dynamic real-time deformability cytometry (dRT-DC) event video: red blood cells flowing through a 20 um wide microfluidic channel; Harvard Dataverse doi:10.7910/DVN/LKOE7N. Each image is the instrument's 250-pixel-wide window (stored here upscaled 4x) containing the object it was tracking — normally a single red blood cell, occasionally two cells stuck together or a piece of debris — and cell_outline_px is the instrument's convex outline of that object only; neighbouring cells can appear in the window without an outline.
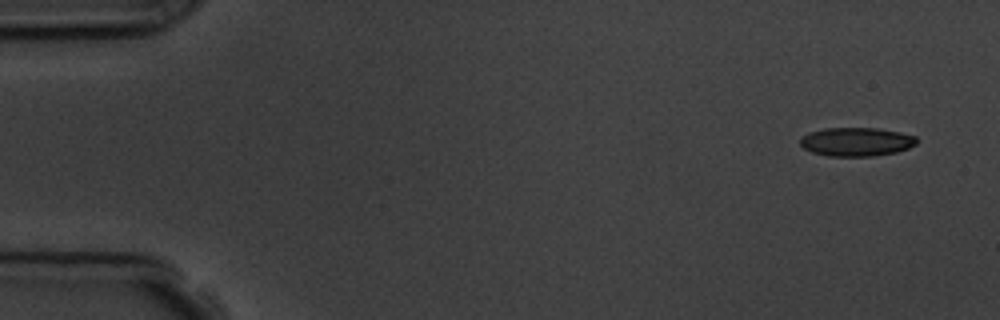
{"species": "common noctule bat (a hibernating species)", "species_latin": "Nyctalus noctula", "temperature_condition": "room temperature", "stored_images_in_passage": 5, "camera_frame_rate_fps": 3000, "um_per_image_px": 0.085, "animal": {"sex": "male", "body_mass_g": 19.5, "forearm_length_mm": 54.6}, "frame": {"image": 1, "passage_image": 1, "time_ms": 0.0, "image_size_px": [1000, 320], "cell_outline_px": [[916, 144], [908, 148], [896, 152], [876, 156], [828, 156], [812, 152], [804, 148], [800, 144], [800, 140], [808, 132], [824, 128], [880, 128], [900, 132], [916, 136]], "centroid_in_image_um": [72.8, 12.05], "position_along_channel_um": 12.2, "area_um2": 19.54}}
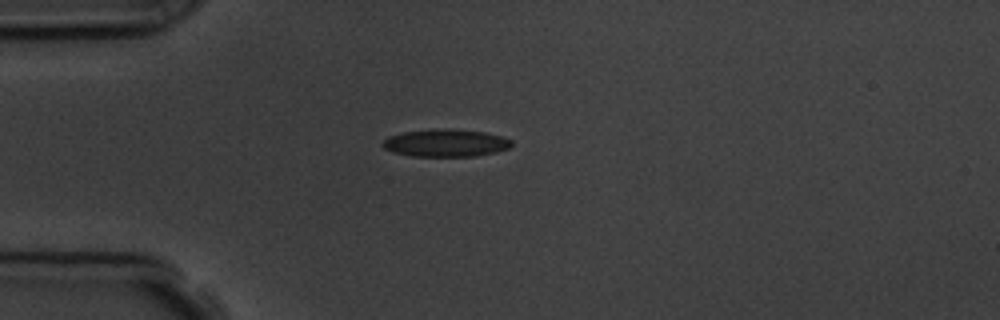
{"frame": {"image": 2, "passage_image": 4, "time_ms": 3.667, "image_size_px": [1000, 320], "cell_outline_px": [[512, 144], [508, 148], [496, 152], [476, 156], [412, 156], [396, 152], [384, 148], [380, 144], [388, 136], [404, 132], [444, 128], [448, 128], [484, 132], [500, 136], [512, 140]], "centroid_in_image_um": [37.89, 12.15], "position_along_channel_um": 47.1, "area_um2": 20.52}}